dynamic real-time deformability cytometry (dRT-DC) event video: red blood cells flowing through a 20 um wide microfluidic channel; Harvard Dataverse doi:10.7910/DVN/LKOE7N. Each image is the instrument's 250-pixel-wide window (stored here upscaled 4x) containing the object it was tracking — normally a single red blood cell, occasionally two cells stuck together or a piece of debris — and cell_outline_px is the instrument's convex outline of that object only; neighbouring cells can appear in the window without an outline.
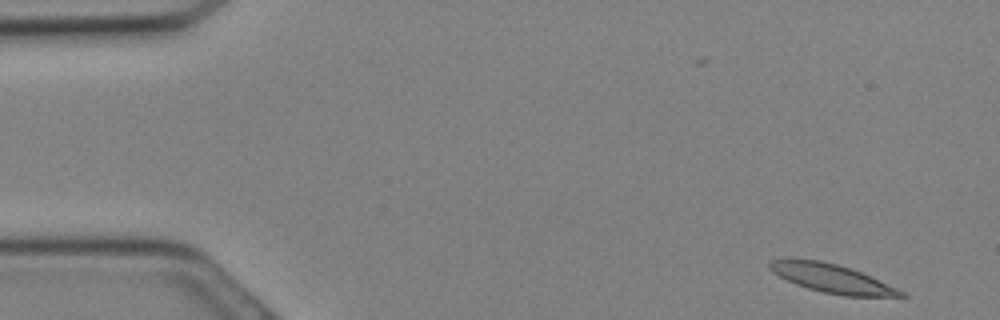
{"species": "Egyptian fruit bat (a non-hibernating species)", "species_latin": "Rousettus aegyptiacus", "temperature_condition": "cold", "stored_images_in_passage": 2, "camera_frame_rate_fps": 3000, "um_per_image_px": 0.085, "animal": {"sex": "female"}, "frame": {"image": 1, "passage_image": 2, "time_ms": 0.333, "image_size_px": [1000, 320], "cell_outline_px": [[908, 296], [844, 296], [824, 292], [808, 288], [796, 284], [772, 272], [768, 268], [768, 260], [784, 256], [820, 260], [852, 268], [896, 288], [904, 292]], "centroid_in_image_um": [70.58, 23.61], "position_along_channel_um": 14.4, "area_um2": 22.08}}